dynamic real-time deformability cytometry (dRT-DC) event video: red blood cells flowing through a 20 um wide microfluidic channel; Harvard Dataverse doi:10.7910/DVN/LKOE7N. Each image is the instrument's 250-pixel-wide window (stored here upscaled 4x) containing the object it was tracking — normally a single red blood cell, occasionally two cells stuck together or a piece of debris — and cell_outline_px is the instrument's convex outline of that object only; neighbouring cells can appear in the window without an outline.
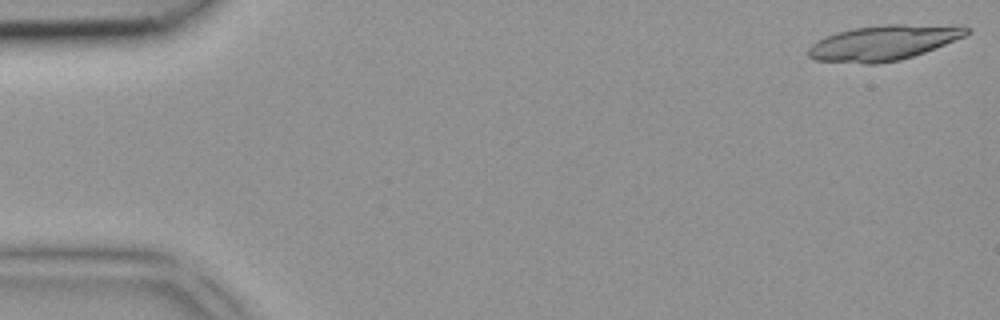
{"species": "common noctule bat (a hibernating species)", "species_latin": "Nyctalus noctula", "temperature_condition": "room temperature", "stored_images_in_passage": 5, "camera_frame_rate_fps": 3000, "um_per_image_px": 0.085, "animal": {"sex": "female", "body_mass_g": 18.4}, "frame": {"image": 1, "passage_image": 1, "time_ms": 0.0, "image_size_px": [1000, 320], "cell_outline_px": [[972, 32], [964, 36], [924, 52], [900, 60], [876, 64], [864, 64], [812, 60], [808, 56], [808, 48], [812, 44], [836, 32], [852, 28], [888, 24], [964, 24]], "centroid_in_image_um": [75.14, 3.62], "position_along_channel_um": 9.9, "area_um2": 32.71}}